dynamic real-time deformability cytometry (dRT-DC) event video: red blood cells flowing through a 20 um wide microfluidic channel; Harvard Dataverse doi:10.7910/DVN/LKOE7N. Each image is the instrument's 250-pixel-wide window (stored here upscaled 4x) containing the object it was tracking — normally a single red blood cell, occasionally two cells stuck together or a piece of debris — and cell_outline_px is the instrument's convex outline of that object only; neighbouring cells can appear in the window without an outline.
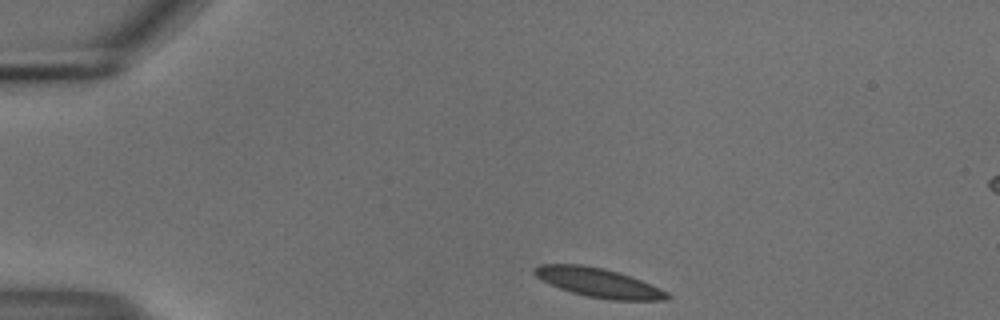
{"species": "common noctule bat (a hibernating species)", "species_latin": "Nyctalus noctula", "temperature_condition": "cold", "stored_images_in_passage": 45, "camera_frame_rate_fps": 3000, "um_per_image_px": 0.085, "animal": {"sex": "male", "body_mass_g": 18.8}, "frame": {"image": 1, "passage_image": 1, "time_ms": 0.0, "image_size_px": [1000, 320], "cell_outline_px": [[672, 296], [668, 300], [612, 300], [588, 296], [572, 292], [560, 288], [536, 276], [532, 272], [532, 268], [540, 264], [580, 264], [604, 268], [620, 272], [632, 276], [660, 288], [668, 292]], "centroid_in_image_um": [50.91, 24.01], "position_along_channel_um": 34.1, "area_um2": 22.54}}
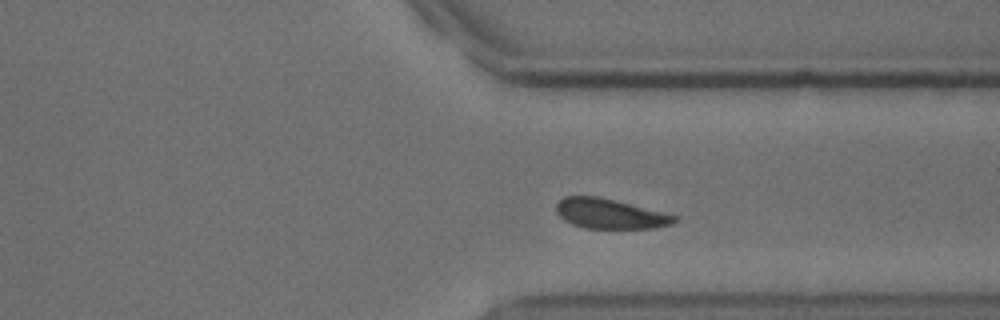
{"frame": {"image": 2, "passage_image": 32, "time_ms": 10.333, "image_size_px": [1000, 320], "cell_outline_px": [[680, 216], [672, 224], [656, 228], [584, 228], [572, 224], [564, 220], [556, 212], [556, 204], [564, 196], [600, 196]], "centroid_in_image_um": [51.86, 18.16], "position_along_channel_um": 359.5, "area_um2": 20.75}}
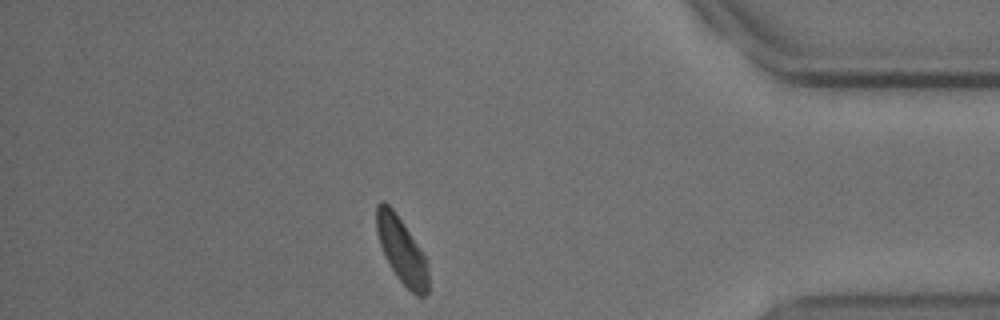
{"frame": {"image": 3, "passage_image": 38, "time_ms": 12.333, "image_size_px": [1000, 320], "cell_outline_px": [[428, 292], [424, 296], [416, 296], [396, 276], [384, 256], [380, 244], [376, 228], [376, 204], [380, 200], [384, 200], [396, 212], [428, 260]], "centroid_in_image_um": [34.14, 21.26], "position_along_channel_um": 401.1, "area_um2": 20.0}, "authors_computed_cell_mechanics": {"area_um2": 22.1374, "velocity_mm_per_s": 3.6666, "shape_relaxation_time_tau1_ms": 4.2555, "shape_relaxation_time_tau2_ms": null, "deformation_change_tau1": 0.0866, "deformation_change_tau2": null}}